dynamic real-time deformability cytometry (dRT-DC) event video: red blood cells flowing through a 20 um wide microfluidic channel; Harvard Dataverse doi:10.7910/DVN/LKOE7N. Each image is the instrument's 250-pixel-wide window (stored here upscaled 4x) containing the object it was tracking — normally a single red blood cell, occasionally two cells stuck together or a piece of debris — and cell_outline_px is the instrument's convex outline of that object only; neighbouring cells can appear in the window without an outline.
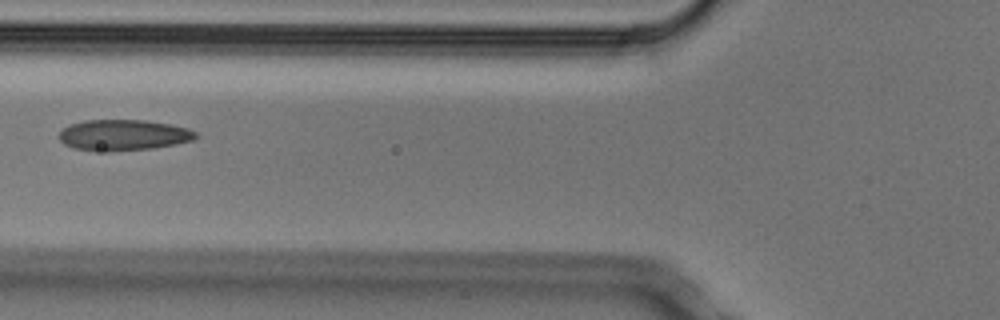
{"species": "Egyptian fruit bat (a non-hibernating species)", "species_latin": "Rousettus aegyptiacus", "temperature_condition": "cold", "stored_images_in_passage": 5, "camera_frame_rate_fps": 3000, "um_per_image_px": 0.085, "animal": {"sex": "male"}, "frame": {"image": 1, "passage_image": 5, "time_ms": 1.333, "image_size_px": [1000, 320], "cell_outline_px": [[200, 136], [192, 140], [176, 144], [152, 148], [108, 152], [72, 148], [64, 144], [56, 136], [68, 124], [84, 120], [144, 120], [172, 124], [188, 128], [196, 132]], "centroid_in_image_um": [10.47, 11.48], "position_along_channel_um": 115.3, "area_um2": 24.91}}